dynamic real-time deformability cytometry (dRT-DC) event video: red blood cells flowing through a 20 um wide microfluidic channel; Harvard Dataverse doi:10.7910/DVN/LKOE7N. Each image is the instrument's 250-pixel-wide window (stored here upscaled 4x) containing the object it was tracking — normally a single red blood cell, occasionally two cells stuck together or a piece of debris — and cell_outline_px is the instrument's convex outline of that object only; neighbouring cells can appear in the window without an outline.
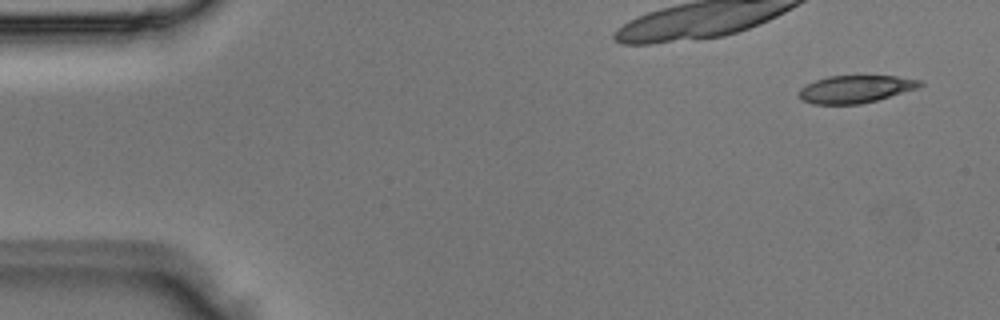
{"species": "Egyptian fruit bat (a non-hibernating species)", "species_latin": "Rousettus aegyptiacus", "temperature_condition": "room temperature", "stored_images_in_passage": 5, "camera_frame_rate_fps": 3000, "um_per_image_px": 0.085, "animal": {"sex": "male"}, "frame": {"image": 1, "passage_image": 1, "time_ms": 0.0, "image_size_px": [1000, 320], "cell_outline_px": [[924, 84], [920, 88], [876, 100], [860, 104], [812, 104], [800, 100], [800, 88], [816, 80], [828, 76], [860, 72], [896, 76], [920, 80]], "centroid_in_image_um": [72.76, 7.52], "position_along_channel_um": 12.2, "area_um2": 20.35}}
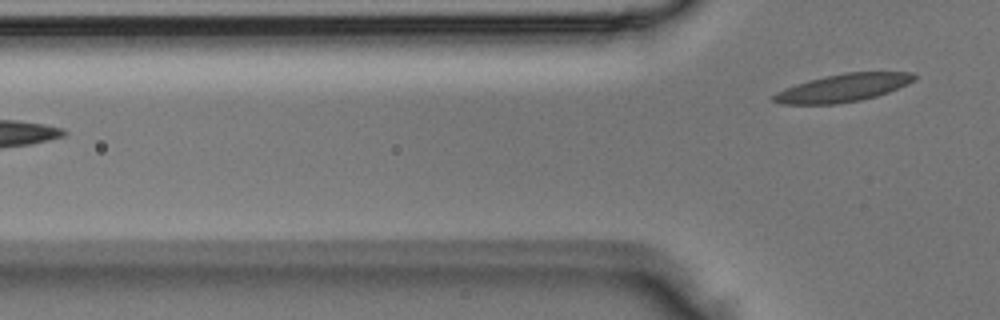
{"frame": {"image": 2, "passage_image": 5, "time_ms": 1.333, "image_size_px": [1000, 320], "cell_outline_px": [[916, 76], [908, 84], [888, 92], [876, 96], [860, 100], [836, 104], [780, 104], [772, 100], [772, 96], [776, 92], [796, 84], [808, 80], [824, 76], [844, 72], [912, 72]], "centroid_in_image_um": [71.63, 7.47], "position_along_channel_um": 54.2, "area_um2": 22.72}}